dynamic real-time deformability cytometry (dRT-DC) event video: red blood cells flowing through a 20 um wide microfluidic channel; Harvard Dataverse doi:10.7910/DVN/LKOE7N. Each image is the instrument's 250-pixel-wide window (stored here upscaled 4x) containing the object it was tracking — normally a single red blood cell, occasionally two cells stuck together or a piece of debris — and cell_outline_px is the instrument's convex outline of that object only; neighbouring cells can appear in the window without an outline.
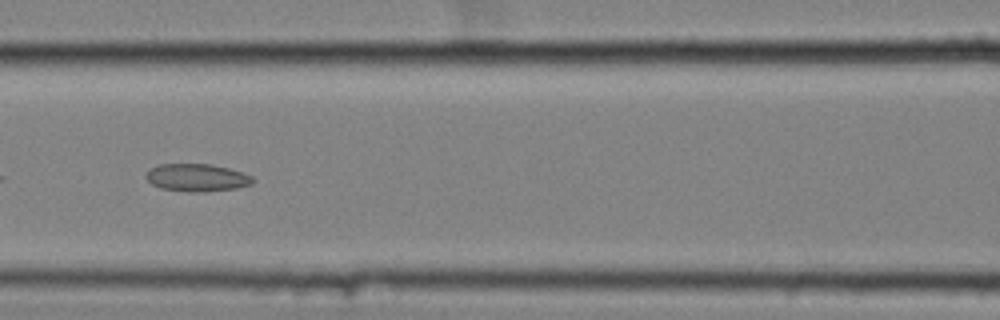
{"species": "common noctule bat (a hibernating species)", "species_latin": "Nyctalus noctula", "temperature_condition": "cold", "stored_images_in_passage": 19, "camera_frame_rate_fps": 3000, "um_per_image_px": 0.085, "animal": {"sex": "female", "body_mass_g": 25.1}, "frame": {"image": 1, "passage_image": 9, "time_ms": 2.667, "image_size_px": [1000, 320], "cell_outline_px": [[256, 180], [252, 184], [236, 188], [204, 192], [188, 192], [160, 188], [152, 184], [144, 176], [152, 168], [160, 164], [212, 164], [228, 168], [252, 176]], "centroid_in_image_um": [16.75, 15.1], "position_along_channel_um": 149.8, "area_um2": 17.17}}